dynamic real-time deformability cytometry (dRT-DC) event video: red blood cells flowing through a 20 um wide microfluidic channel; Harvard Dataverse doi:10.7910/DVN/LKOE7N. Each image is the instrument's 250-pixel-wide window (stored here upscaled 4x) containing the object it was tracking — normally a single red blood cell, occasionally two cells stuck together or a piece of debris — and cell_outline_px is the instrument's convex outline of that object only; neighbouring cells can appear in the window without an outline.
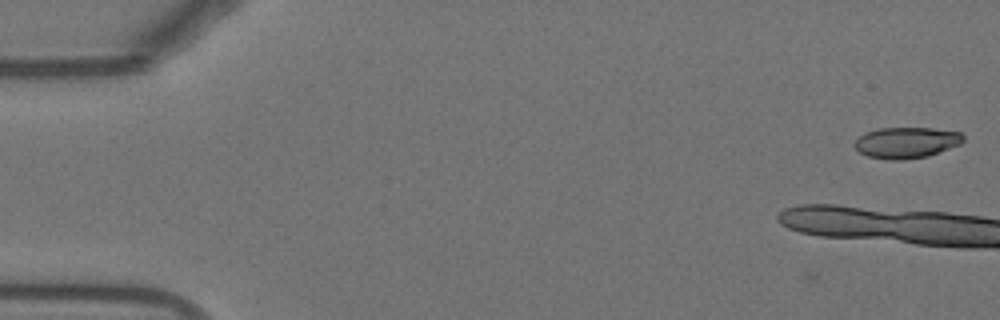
{"species": "Egyptian fruit bat (a non-hibernating species)", "species_latin": "Rousettus aegyptiacus", "temperature_condition": "warm", "stored_images_in_passage": 3, "camera_frame_rate_fps": 3000, "um_per_image_px": 0.085, "animal": {"sex": "female"}, "frame": {"image": 1, "passage_image": 1, "time_ms": 0.0, "image_size_px": [1000, 320], "cell_outline_px": [[964, 140], [960, 144], [928, 156], [904, 160], [888, 160], [868, 156], [860, 152], [852, 144], [864, 132], [880, 128], [932, 128], [960, 132], [964, 136]], "centroid_in_image_um": [77.03, 12.12], "position_along_channel_um": 8.0, "area_um2": 19.71}}